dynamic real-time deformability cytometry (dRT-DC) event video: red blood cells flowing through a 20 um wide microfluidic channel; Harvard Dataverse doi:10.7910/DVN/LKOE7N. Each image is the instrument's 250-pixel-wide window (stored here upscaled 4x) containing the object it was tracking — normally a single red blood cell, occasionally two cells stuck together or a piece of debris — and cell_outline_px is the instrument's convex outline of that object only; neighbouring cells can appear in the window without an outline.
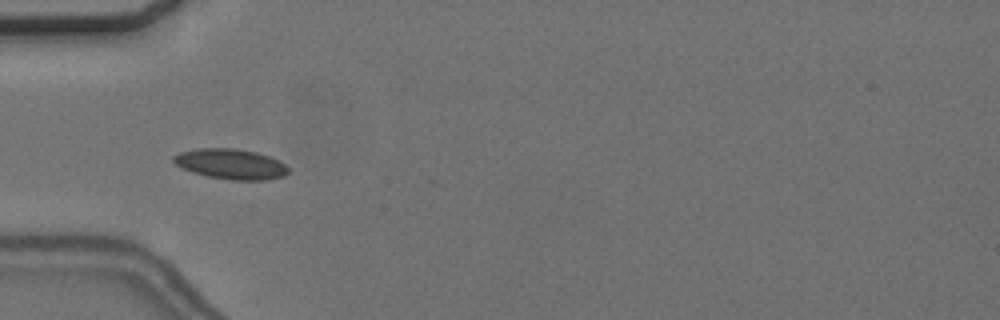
{"species": "common noctule bat (a hibernating species)", "species_latin": "Nyctalus noctula", "temperature_condition": "cold", "stored_images_in_passage": 15, "camera_frame_rate_fps": 3000, "um_per_image_px": 0.085, "animal": {"sex": "female", "body_mass_g": 24.6, "forearm_length_mm": 56.2}, "frame": {"image": 1, "passage_image": 8, "time_ms": 2.333, "image_size_px": [1000, 320], "cell_outline_px": [[288, 172], [284, 176], [264, 180], [232, 180], [208, 176], [192, 172], [176, 164], [172, 160], [172, 156], [180, 152], [196, 148], [236, 148], [256, 152], [268, 156], [284, 164], [288, 168]], "centroid_in_image_um": [19.59, 13.93], "position_along_channel_um": 65.4, "area_um2": 20.11}}
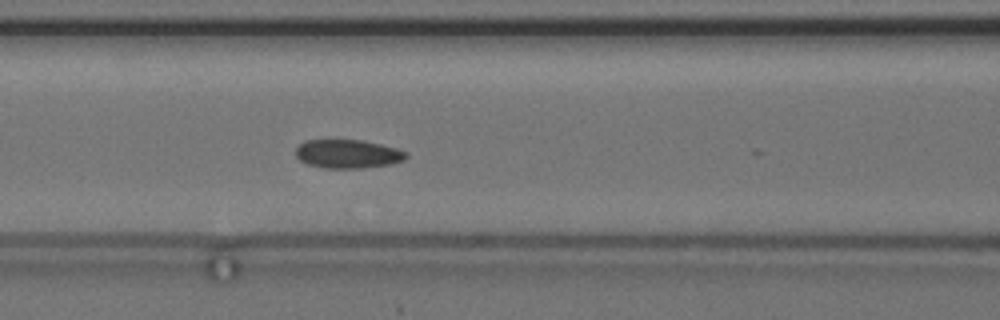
{"frame": {"image": 2, "passage_image": 14, "time_ms": 4.333, "image_size_px": [1000, 320], "cell_outline_px": [[408, 156], [404, 160], [392, 164], [364, 168], [324, 168], [308, 164], [300, 160], [296, 156], [296, 148], [304, 140], [364, 140], [396, 148], [408, 152]], "centroid_in_image_um": [29.58, 13.08], "position_along_channel_um": 137.0, "area_um2": 18.55}}